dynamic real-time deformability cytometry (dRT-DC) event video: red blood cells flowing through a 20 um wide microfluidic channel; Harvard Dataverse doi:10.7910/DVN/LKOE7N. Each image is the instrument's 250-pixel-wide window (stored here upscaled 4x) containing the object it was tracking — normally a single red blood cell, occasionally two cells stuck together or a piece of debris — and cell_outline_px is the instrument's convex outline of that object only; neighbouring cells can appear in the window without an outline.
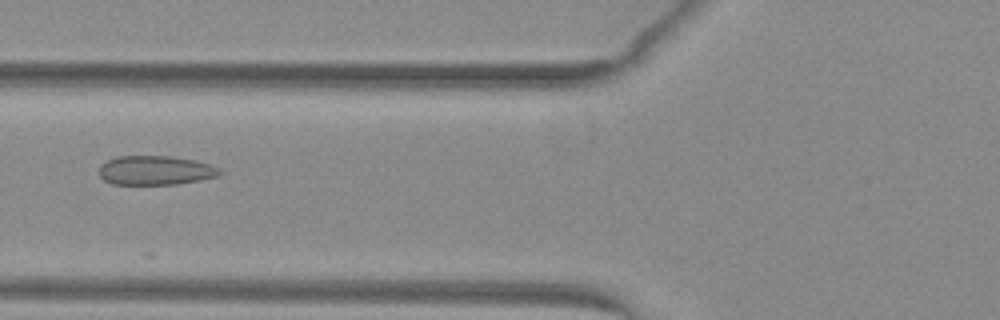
{"species": "common noctule bat (a hibernating species)", "species_latin": "Nyctalus noctula", "temperature_condition": "warm", "stored_images_in_passage": 19, "camera_frame_rate_fps": 3000, "um_per_image_px": 0.085, "animal": {"sex": "female", "body_mass_g": 29.2, "forearm_length_mm": 56.3}, "frame": {"image": 1, "passage_image": 5, "time_ms": 1.333, "image_size_px": [1000, 320], "cell_outline_px": [[224, 172], [220, 176], [200, 180], [176, 184], [112, 184], [104, 180], [100, 176], [100, 164], [116, 156], [172, 156], [196, 160], [212, 164], [220, 168]], "centroid_in_image_um": [13.27, 14.47], "position_along_channel_um": 112.5, "area_um2": 20.81}}
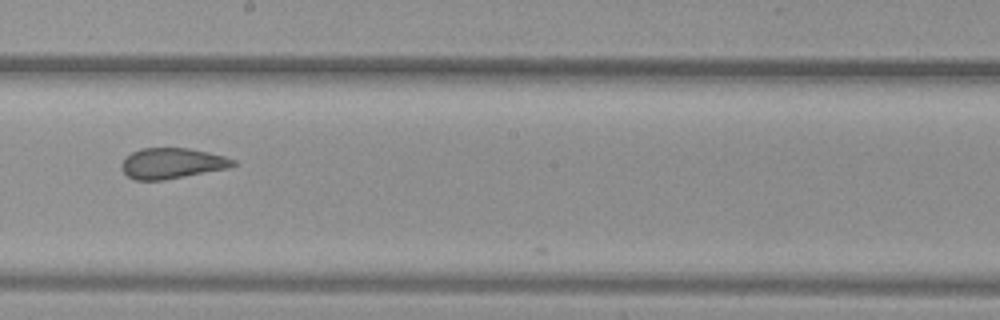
{"frame": {"image": 2, "passage_image": 14, "time_ms": 4.333, "image_size_px": [1000, 320], "cell_outline_px": [[236, 164], [228, 168], [164, 180], [136, 180], [128, 176], [120, 168], [120, 164], [132, 152], [140, 148], [188, 148], [208, 152], [224, 156], [236, 160]], "centroid_in_image_um": [14.61, 13.88], "position_along_channel_um": 233.6, "area_um2": 19.83}}
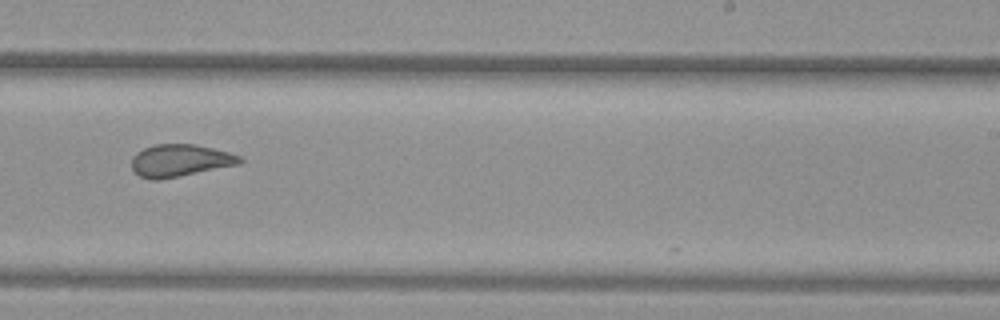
{"frame": {"image": 3, "passage_image": 17, "time_ms": 5.333, "image_size_px": [1000, 320], "cell_outline_px": [[244, 160], [240, 164], [180, 176], [156, 180], [152, 180], [140, 176], [132, 168], [132, 156], [136, 152], [144, 148], [156, 144], [196, 144], [228, 152], [240, 156]], "centroid_in_image_um": [15.3, 13.64], "position_along_channel_um": 273.7, "area_um2": 20.29}}